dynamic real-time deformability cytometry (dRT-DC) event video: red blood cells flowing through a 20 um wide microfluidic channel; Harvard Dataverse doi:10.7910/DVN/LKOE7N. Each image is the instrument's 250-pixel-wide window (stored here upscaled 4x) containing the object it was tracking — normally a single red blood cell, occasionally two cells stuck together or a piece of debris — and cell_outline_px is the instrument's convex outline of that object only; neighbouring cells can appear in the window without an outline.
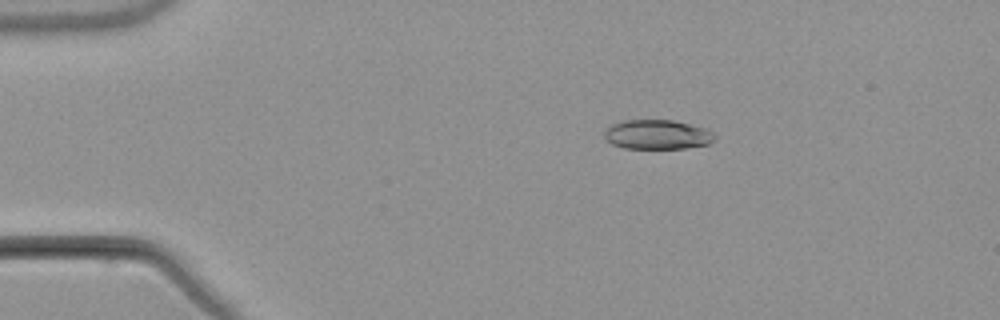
{"species": "common noctule bat (a hibernating species)", "species_latin": "Nyctalus noctula", "temperature_condition": "warm", "stored_images_in_passage": 4, "camera_frame_rate_fps": 3000, "um_per_image_px": 0.085, "animal": {"sex": "male", "body_mass_g": 21.5, "forearm_length_mm": 52.0}, "frame": {"image": 1, "passage_image": 2, "time_ms": 1.333, "image_size_px": [1000, 320], "cell_outline_px": [[716, 140], [708, 144], [688, 148], [624, 148], [612, 144], [604, 136], [604, 132], [612, 124], [624, 120], [672, 120], [704, 128], [712, 132], [716, 136]], "centroid_in_image_um": [55.89, 11.44], "position_along_channel_um": 29.1, "area_um2": 18.84}}